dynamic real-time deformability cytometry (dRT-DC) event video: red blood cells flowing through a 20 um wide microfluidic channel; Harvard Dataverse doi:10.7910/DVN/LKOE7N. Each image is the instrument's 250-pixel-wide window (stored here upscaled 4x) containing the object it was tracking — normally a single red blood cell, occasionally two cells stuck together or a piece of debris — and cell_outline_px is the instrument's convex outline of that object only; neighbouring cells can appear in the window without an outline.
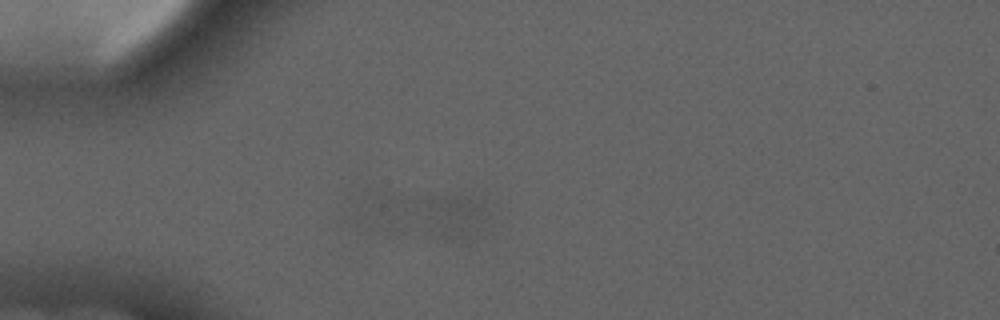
{"species": "common noctule bat (a hibernating species)", "species_latin": "Nyctalus noctula", "temperature_condition": "cold", "stored_images_in_passage": 4, "segment_of_instrument_passage": [2, 2], "camera_frame_rate_fps": 3000, "um_per_image_px": 0.085, "animal": {"sex": "male", "forearm_length_mm": 52.5}, "frame": {"image": 1, "passage_image": 4, "time_ms": 3.667, "image_size_px": [1000, 320], "cell_outline_px": [[480, 220], [460, 232], [444, 240], [428, 216], [428, 196], [468, 196], [480, 208]], "centroid_in_image_um": [38.46, 18.19], "position_along_channel_um": 46.5, "area_um2": 12.14}}